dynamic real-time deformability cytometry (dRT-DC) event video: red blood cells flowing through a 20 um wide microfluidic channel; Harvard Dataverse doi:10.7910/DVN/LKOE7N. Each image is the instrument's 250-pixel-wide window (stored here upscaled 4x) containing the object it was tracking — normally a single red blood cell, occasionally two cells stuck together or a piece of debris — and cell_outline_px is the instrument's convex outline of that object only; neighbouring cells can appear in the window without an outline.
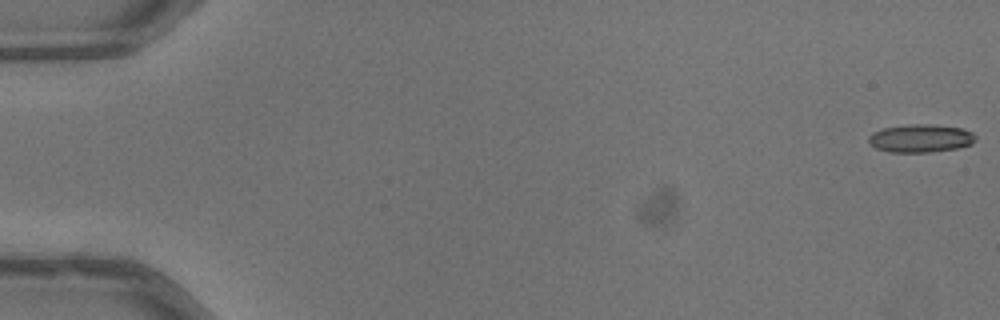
{"species": "common noctule bat (a hibernating species)", "species_latin": "Nyctalus noctula", "temperature_condition": "warm", "stored_images_in_passage": 19, "camera_frame_rate_fps": 3000, "um_per_image_px": 0.085, "animal": {"sex": "male", "body_mass_g": 13.3}, "frame": {"image": 1, "passage_image": 1, "time_ms": 0.0, "image_size_px": [1000, 320], "cell_outline_px": [[976, 140], [972, 144], [956, 148], [928, 152], [888, 152], [876, 148], [868, 140], [868, 136], [872, 132], [884, 128], [912, 124], [928, 124], [960, 128], [972, 132], [976, 136]], "centroid_in_image_um": [78.25, 11.76], "position_along_channel_um": 6.8, "area_um2": 17.34}}
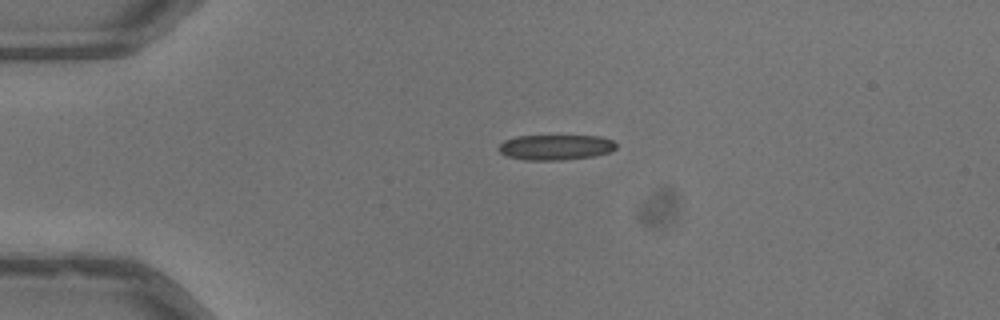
{"frame": {"image": 2, "passage_image": 13, "time_ms": 4.0, "image_size_px": [1000, 320], "cell_outline_px": [[616, 148], [608, 152], [592, 156], [560, 160], [524, 160], [508, 156], [500, 152], [496, 148], [504, 140], [516, 136], [600, 136], [612, 140], [616, 144]], "centroid_in_image_um": [47.19, 12.51], "position_along_channel_um": 37.8, "area_um2": 17.22}}